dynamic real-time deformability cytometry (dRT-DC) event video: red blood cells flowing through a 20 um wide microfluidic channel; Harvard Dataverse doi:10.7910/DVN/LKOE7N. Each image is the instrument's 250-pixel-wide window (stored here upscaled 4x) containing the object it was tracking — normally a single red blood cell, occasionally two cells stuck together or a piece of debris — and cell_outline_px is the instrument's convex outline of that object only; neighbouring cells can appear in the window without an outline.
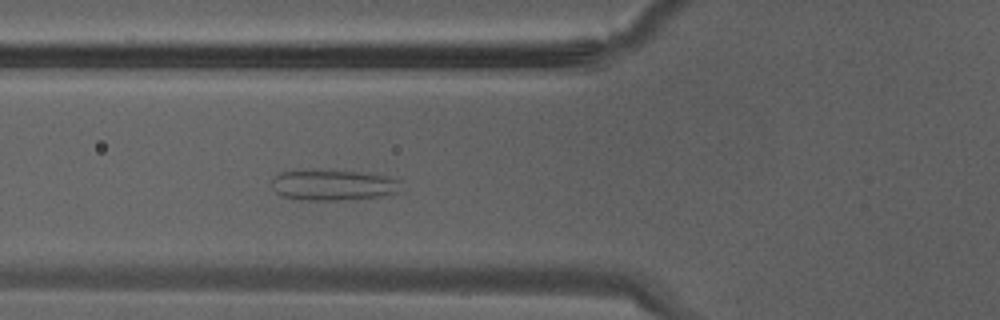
{"species": "Egyptian fruit bat (a non-hibernating species)", "species_latin": "Rousettus aegyptiacus", "temperature_condition": "warm", "stored_images_in_passage": 27, "camera_frame_rate_fps": 3000, "um_per_image_px": 0.085, "animal": {"sex": "male"}, "frame": {"image": 1, "passage_image": 5, "time_ms": 1.333, "image_size_px": [1000, 320], "cell_outline_px": [[404, 192], [380, 196], [336, 200], [300, 200], [284, 196], [276, 192], [272, 188], [272, 176], [280, 172], [292, 168], [320, 168], [364, 172], [384, 176], [400, 180]], "centroid_in_image_um": [28.28, 15.67], "position_along_channel_um": 97.5, "area_um2": 24.28}}
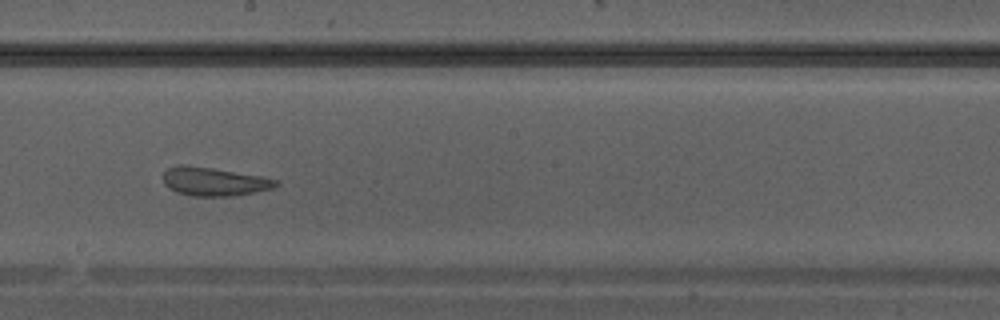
{"frame": {"image": 2, "passage_image": 12, "time_ms": 3.667, "image_size_px": [1000, 320], "cell_outline_px": [[280, 184], [272, 188], [232, 196], [192, 196], [176, 192], [164, 184], [164, 172], [168, 168], [176, 164], [184, 164], [212, 168], [260, 176], [280, 180]], "centroid_in_image_um": [18.18, 15.42], "position_along_channel_um": 230.0, "area_um2": 18.67}}